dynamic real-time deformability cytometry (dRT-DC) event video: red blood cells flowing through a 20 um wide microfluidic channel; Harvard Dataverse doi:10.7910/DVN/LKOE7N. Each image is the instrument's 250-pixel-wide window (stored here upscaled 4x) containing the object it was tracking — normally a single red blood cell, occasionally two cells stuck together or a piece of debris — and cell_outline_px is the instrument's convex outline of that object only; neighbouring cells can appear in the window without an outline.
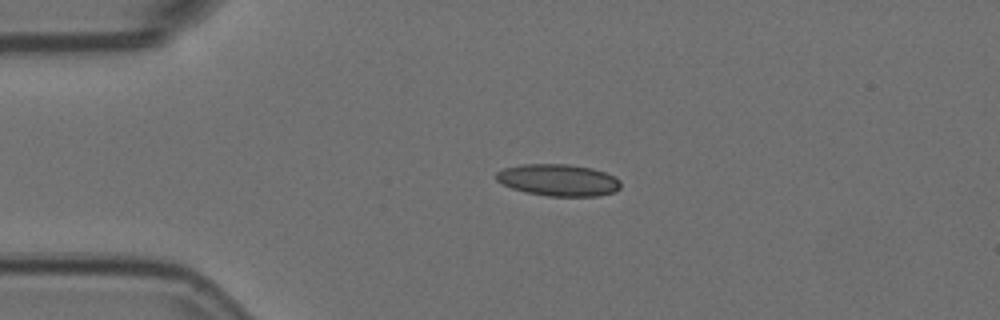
{"species": "Egyptian fruit bat (a non-hibernating species)", "species_latin": "Rousettus aegyptiacus", "temperature_condition": "room temperature", "stored_images_in_passage": 4, "camera_frame_rate_fps": 3000, "um_per_image_px": 0.085, "animal": {"sex": "female"}, "frame": {"image": 1, "passage_image": 2, "time_ms": 0.333, "image_size_px": [1000, 320], "cell_outline_px": [[620, 188], [616, 192], [600, 196], [548, 196], [524, 192], [512, 188], [496, 180], [496, 172], [504, 168], [524, 164], [568, 164], [592, 168], [616, 176], [620, 180]], "centroid_in_image_um": [47.49, 15.31], "position_along_channel_um": 37.5, "area_um2": 23.24}}
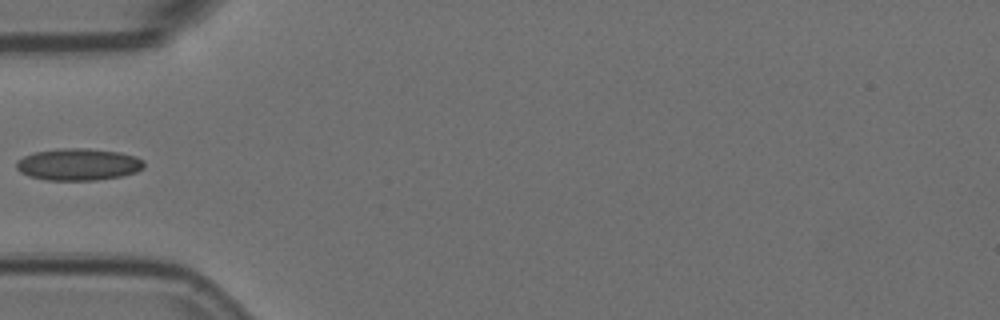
{"frame": {"image": 2, "passage_image": 4, "time_ms": 1.0, "image_size_px": [1000, 320], "cell_outline_px": [[144, 168], [136, 172], [120, 176], [96, 180], [44, 180], [28, 176], [20, 172], [16, 168], [16, 160], [24, 156], [36, 152], [60, 148], [88, 148], [120, 152], [136, 156], [144, 160]], "centroid_in_image_um": [6.66, 13.97], "position_along_channel_um": 78.3, "area_um2": 23.93}}